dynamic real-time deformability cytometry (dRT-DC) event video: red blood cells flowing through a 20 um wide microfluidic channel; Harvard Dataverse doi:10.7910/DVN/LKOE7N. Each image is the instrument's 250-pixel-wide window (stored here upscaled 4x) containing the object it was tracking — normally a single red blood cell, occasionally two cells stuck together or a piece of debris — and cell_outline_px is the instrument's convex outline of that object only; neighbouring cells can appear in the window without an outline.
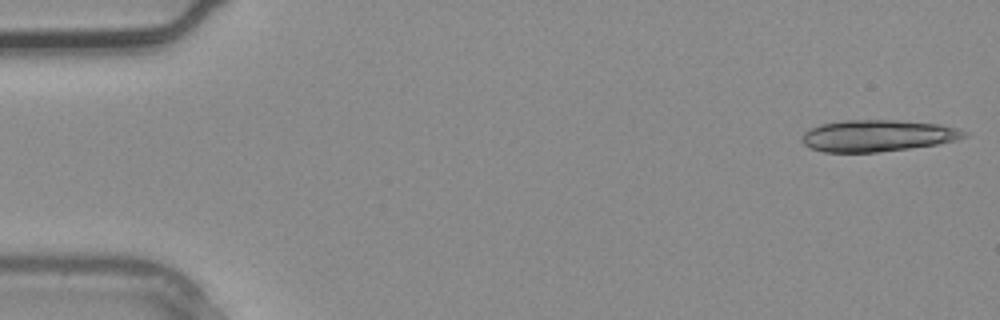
{"species": "common noctule bat (a hibernating species)", "species_latin": "Nyctalus noctula", "temperature_condition": "warm", "stored_images_in_passage": 4, "camera_frame_rate_fps": 3000, "um_per_image_px": 0.085, "animal": {"sex": "male", "body_mass_g": 20.4}, "frame": {"image": 1, "passage_image": 1, "time_ms": 0.0, "image_size_px": [1000, 320], "cell_outline_px": [[968, 136], [956, 140], [936, 144], [908, 148], [876, 152], [824, 152], [808, 148], [804, 144], [804, 132], [820, 124], [844, 120], [896, 120], [940, 124], [956, 128], [968, 132]], "centroid_in_image_um": [74.61, 11.53], "position_along_channel_um": 10.4, "area_um2": 29.71}}